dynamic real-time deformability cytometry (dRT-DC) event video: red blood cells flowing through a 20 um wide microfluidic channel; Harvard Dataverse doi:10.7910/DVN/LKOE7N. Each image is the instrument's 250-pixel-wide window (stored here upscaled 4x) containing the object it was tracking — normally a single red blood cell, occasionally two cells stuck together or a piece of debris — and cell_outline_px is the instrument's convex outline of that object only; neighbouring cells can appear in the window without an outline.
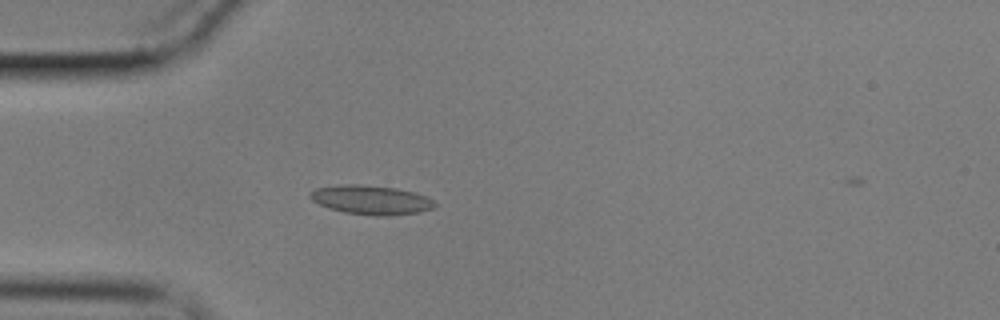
{"species": "common noctule bat (a hibernating species)", "species_latin": "Nyctalus noctula", "temperature_condition": "cold", "stored_images_in_passage": 29, "camera_frame_rate_fps": 3000, "um_per_image_px": 0.085, "animal": {"sex": "male", "body_mass_g": 17.9}, "frame": {"image": 1, "passage_image": 1, "time_ms": 0.0, "image_size_px": [1000, 320], "cell_outline_px": [[436, 204], [432, 208], [420, 212], [388, 216], [376, 216], [344, 212], [328, 208], [312, 200], [312, 192], [316, 188], [348, 184], [360, 184], [396, 188], [416, 192], [428, 196]], "centroid_in_image_um": [31.6, 16.99], "position_along_channel_um": 53.4, "area_um2": 21.04}}
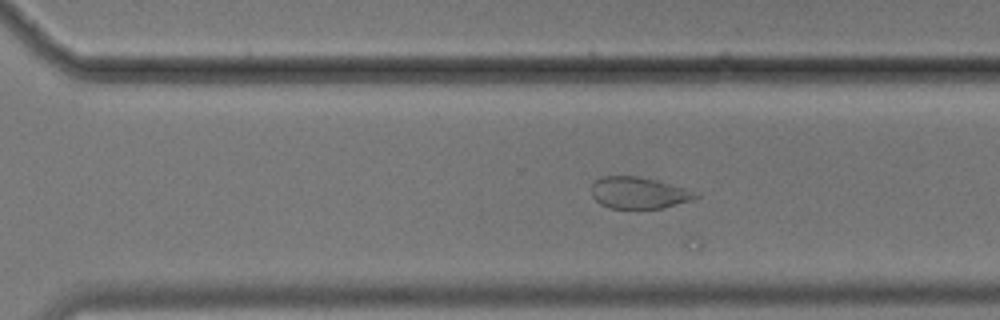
{"frame": {"image": 2, "passage_image": 25, "time_ms": 8.0, "image_size_px": [1000, 320], "cell_outline_px": [[700, 196], [664, 208], [608, 208], [600, 204], [592, 196], [592, 184], [596, 180], [604, 176], [636, 176], [656, 180], [684, 188], [696, 192]], "centroid_in_image_um": [54.25, 16.39], "position_along_channel_um": 316.4, "area_um2": 18.9}}
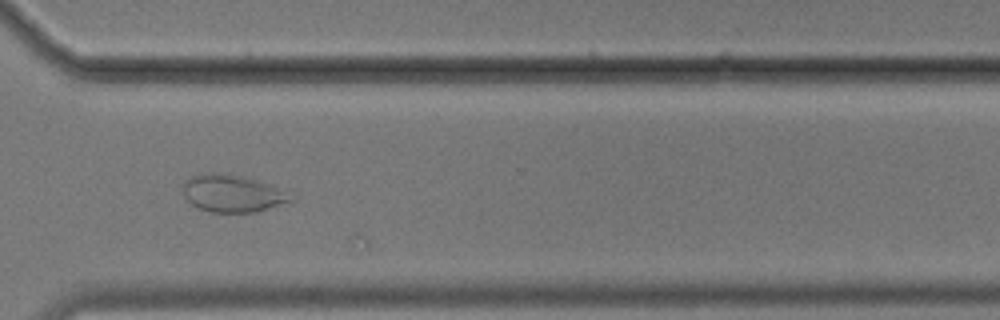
{"frame": {"image": 3, "passage_image": 28, "time_ms": 9.0, "image_size_px": [1000, 320], "cell_outline_px": [[296, 200], [256, 212], [212, 212], [200, 208], [192, 204], [184, 196], [180, 188], [180, 184], [188, 176], [200, 172], [228, 172], [272, 184], [296, 196]], "centroid_in_image_um": [19.74, 16.4], "position_along_channel_um": 350.9, "area_um2": 24.33}}